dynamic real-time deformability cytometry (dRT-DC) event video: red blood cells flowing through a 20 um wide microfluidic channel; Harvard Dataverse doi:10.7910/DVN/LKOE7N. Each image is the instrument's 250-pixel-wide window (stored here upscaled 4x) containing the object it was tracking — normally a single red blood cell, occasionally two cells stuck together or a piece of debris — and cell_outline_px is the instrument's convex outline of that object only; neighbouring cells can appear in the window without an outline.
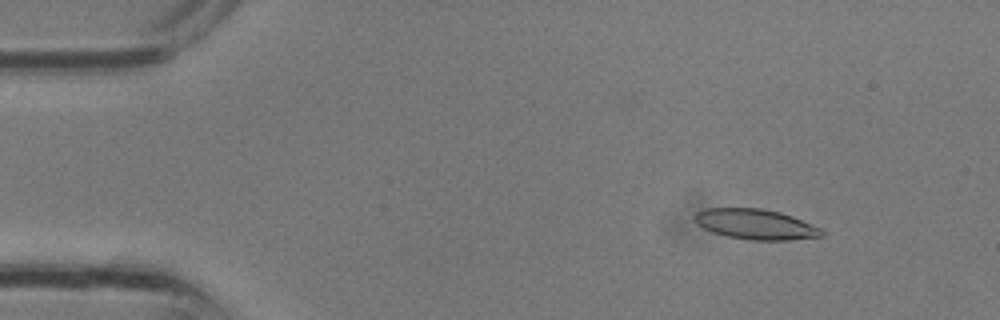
{"species": "common noctule bat (a hibernating species)", "species_latin": "Nyctalus noctula", "temperature_condition": "room temperature", "stored_images_in_passage": 16, "camera_frame_rate_fps": 3000, "um_per_image_px": 0.085, "animal": {"sex": "male", "body_mass_g": 13.3}, "frame": {"image": 1, "passage_image": 1, "time_ms": 0.0, "image_size_px": [1000, 320], "cell_outline_px": [[824, 236], [788, 240], [748, 240], [728, 236], [712, 232], [696, 224], [692, 220], [692, 216], [696, 212], [708, 208], [760, 208], [780, 212], [792, 216], [820, 228], [824, 232]], "centroid_in_image_um": [64.18, 19.06], "position_along_channel_um": 20.8, "area_um2": 22.48}}
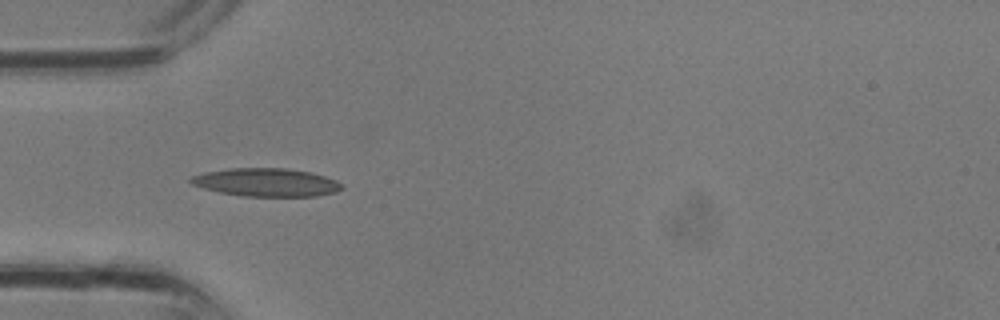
{"frame": {"image": 2, "passage_image": 7, "time_ms": 2.0, "image_size_px": [1000, 320], "cell_outline_px": [[344, 188], [336, 192], [316, 196], [244, 196], [220, 192], [204, 188], [192, 184], [188, 180], [192, 176], [204, 172], [228, 168], [288, 168], [308, 172], [324, 176], [336, 180], [344, 184]], "centroid_in_image_um": [22.65, 15.49], "position_along_channel_um": 62.3, "area_um2": 24.8}}
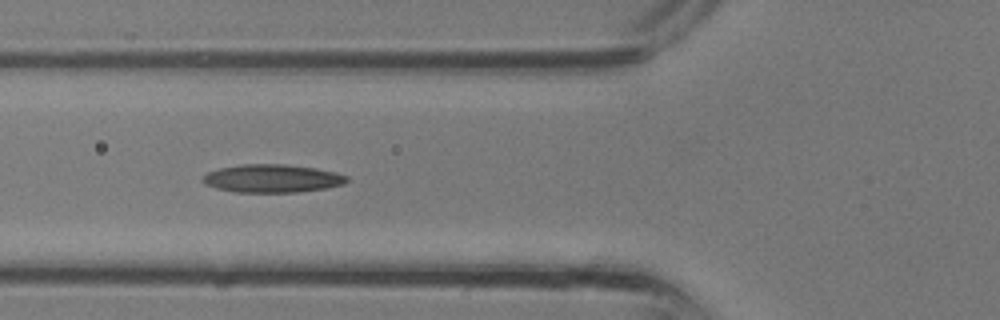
{"frame": {"image": 3, "passage_image": 9, "time_ms": 2.667, "image_size_px": [1000, 320], "cell_outline_px": [[348, 180], [344, 184], [328, 188], [296, 192], [236, 192], [216, 188], [204, 184], [200, 180], [208, 172], [220, 168], [240, 164], [284, 164], [316, 168], [336, 172], [348, 176]], "centroid_in_image_um": [23.14, 15.17], "position_along_channel_um": 102.7, "area_um2": 23.7}}